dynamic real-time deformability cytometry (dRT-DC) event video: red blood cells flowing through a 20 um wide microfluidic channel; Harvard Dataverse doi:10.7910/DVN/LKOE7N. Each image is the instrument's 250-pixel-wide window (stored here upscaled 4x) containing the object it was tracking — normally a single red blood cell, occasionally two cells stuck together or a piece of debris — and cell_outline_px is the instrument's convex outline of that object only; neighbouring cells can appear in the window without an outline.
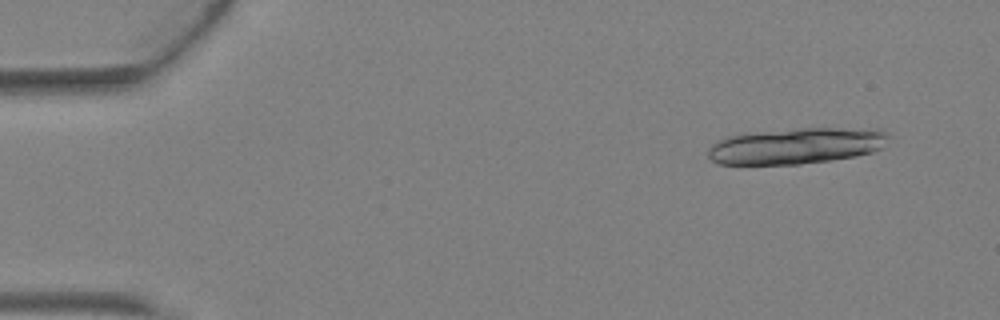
{"species": "Egyptian fruit bat (a non-hibernating species)", "species_latin": "Rousettus aegyptiacus", "temperature_condition": "warm", "stored_images_in_passage": 5, "camera_frame_rate_fps": 3000, "um_per_image_px": 0.085, "animal": {"sex": "female"}, "frame": {"image": 1, "passage_image": 2, "time_ms": 0.333, "image_size_px": [1000, 320], "cell_outline_px": [[892, 136], [884, 148], [872, 152], [856, 156], [800, 164], [720, 164], [712, 160], [708, 156], [708, 148], [712, 144], [720, 140], [732, 136], [804, 128], [880, 128]], "centroid_in_image_um": [67.83, 12.4], "position_along_channel_um": 17.2, "area_um2": 37.69}}
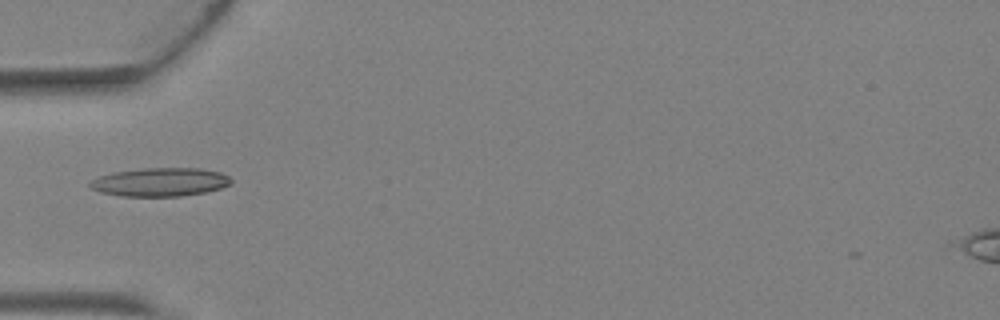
{"frame": {"image": 2, "passage_image": 5, "time_ms": 1.333, "image_size_px": [1000, 320], "cell_outline_px": [[232, 184], [220, 188], [204, 192], [180, 196], [124, 196], [100, 192], [92, 188], [88, 184], [92, 180], [100, 176], [116, 172], [144, 168], [200, 168], [220, 172], [228, 176], [232, 180]], "centroid_in_image_um": [13.64, 15.47], "position_along_channel_um": 71.4, "area_um2": 23.24}}